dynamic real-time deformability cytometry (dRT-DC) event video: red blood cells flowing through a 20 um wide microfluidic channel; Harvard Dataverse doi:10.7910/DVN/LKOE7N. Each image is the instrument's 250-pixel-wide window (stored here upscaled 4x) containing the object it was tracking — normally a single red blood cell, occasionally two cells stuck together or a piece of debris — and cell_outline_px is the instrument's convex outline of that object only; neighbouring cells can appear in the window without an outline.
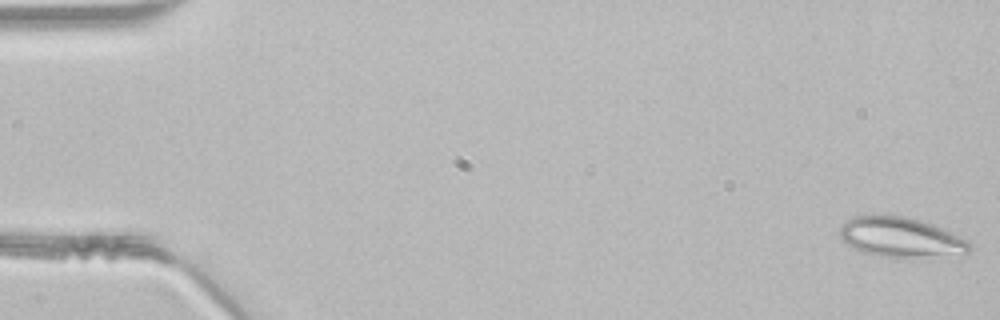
{"species": "common noctule bat (a hibernating species)", "species_latin": "Nyctalus noctula", "temperature_condition": "room temperature", "stored_images_in_passage": 47, "segment_of_instrument_passage": [1, 2], "camera_frame_rate_fps": 3000, "um_per_image_px": 0.085, "animal": {"sex": "male", "body_mass_g": 21.5, "forearm_length_mm": 52.0}, "frame": {"image": 1, "passage_image": 1, "time_ms": 0.0, "image_size_px": [1000, 320], "cell_outline_px": [[972, 248], [968, 252], [916, 256], [880, 256], [864, 252], [848, 244], [840, 236], [840, 228], [848, 220], [856, 216], [908, 216], [920, 220], [940, 228], [968, 240], [972, 244]], "centroid_in_image_um": [76.55, 20.14], "position_along_channel_um": 8.4, "area_um2": 28.84}}
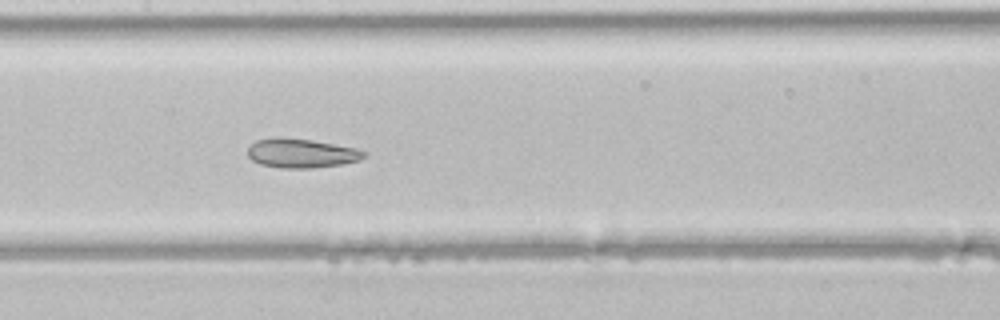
{"frame": {"image": 2, "passage_image": 23, "time_ms": 7.333, "image_size_px": [1000, 320], "cell_outline_px": [[368, 156], [360, 160], [340, 164], [312, 168], [280, 168], [260, 164], [252, 160], [248, 156], [248, 148], [256, 140], [276, 136], [312, 140], [356, 148], [368, 152]], "centroid_in_image_um": [25.63, 13.02], "position_along_channel_um": 181.8, "area_um2": 19.94}}
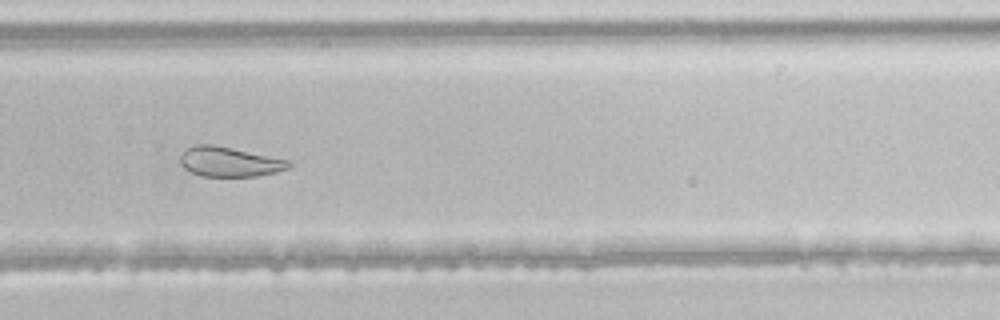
{"frame": {"image": 3, "passage_image": 32, "time_ms": 10.333, "image_size_px": [1000, 320], "cell_outline_px": [[292, 164], [288, 168], [276, 172], [256, 176], [200, 176], [184, 168], [180, 164], [180, 156], [188, 148], [196, 144], [212, 144], [292, 160]], "centroid_in_image_um": [19.53, 13.75], "position_along_channel_um": 310.3, "area_um2": 18.84}}